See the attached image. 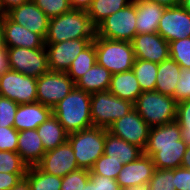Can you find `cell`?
<instances>
[{"label":"cell","instance_id":"obj_1","mask_svg":"<svg viewBox=\"0 0 190 190\" xmlns=\"http://www.w3.org/2000/svg\"><path fill=\"white\" fill-rule=\"evenodd\" d=\"M188 144L182 140L179 124L151 127L144 154L151 157L157 169H175L182 167V160Z\"/></svg>","mask_w":190,"mask_h":190},{"label":"cell","instance_id":"obj_2","mask_svg":"<svg viewBox=\"0 0 190 190\" xmlns=\"http://www.w3.org/2000/svg\"><path fill=\"white\" fill-rule=\"evenodd\" d=\"M64 130L70 134L93 126L91 119V94L75 87L52 108Z\"/></svg>","mask_w":190,"mask_h":190},{"label":"cell","instance_id":"obj_3","mask_svg":"<svg viewBox=\"0 0 190 190\" xmlns=\"http://www.w3.org/2000/svg\"><path fill=\"white\" fill-rule=\"evenodd\" d=\"M96 27L87 11L71 9L49 20L45 44H55L73 39H94Z\"/></svg>","mask_w":190,"mask_h":190},{"label":"cell","instance_id":"obj_4","mask_svg":"<svg viewBox=\"0 0 190 190\" xmlns=\"http://www.w3.org/2000/svg\"><path fill=\"white\" fill-rule=\"evenodd\" d=\"M177 104L172 96L157 91H143L134 108L150 127H156L176 121Z\"/></svg>","mask_w":190,"mask_h":190},{"label":"cell","instance_id":"obj_5","mask_svg":"<svg viewBox=\"0 0 190 190\" xmlns=\"http://www.w3.org/2000/svg\"><path fill=\"white\" fill-rule=\"evenodd\" d=\"M108 130L100 127H90L68 134L70 143L79 168L90 170L95 161L104 154V143Z\"/></svg>","mask_w":190,"mask_h":190},{"label":"cell","instance_id":"obj_6","mask_svg":"<svg viewBox=\"0 0 190 190\" xmlns=\"http://www.w3.org/2000/svg\"><path fill=\"white\" fill-rule=\"evenodd\" d=\"M94 44L97 63L112 74L132 70L135 56L131 42L95 36Z\"/></svg>","mask_w":190,"mask_h":190},{"label":"cell","instance_id":"obj_7","mask_svg":"<svg viewBox=\"0 0 190 190\" xmlns=\"http://www.w3.org/2000/svg\"><path fill=\"white\" fill-rule=\"evenodd\" d=\"M134 108L131 101L121 99L108 90L91 94V119L94 127L108 129L116 120Z\"/></svg>","mask_w":190,"mask_h":190},{"label":"cell","instance_id":"obj_8","mask_svg":"<svg viewBox=\"0 0 190 190\" xmlns=\"http://www.w3.org/2000/svg\"><path fill=\"white\" fill-rule=\"evenodd\" d=\"M136 4L131 2L122 10L105 18L96 26V36L109 40L131 42L137 35Z\"/></svg>","mask_w":190,"mask_h":190},{"label":"cell","instance_id":"obj_9","mask_svg":"<svg viewBox=\"0 0 190 190\" xmlns=\"http://www.w3.org/2000/svg\"><path fill=\"white\" fill-rule=\"evenodd\" d=\"M0 96L18 105L37 102V78L8 69L0 75Z\"/></svg>","mask_w":190,"mask_h":190},{"label":"cell","instance_id":"obj_10","mask_svg":"<svg viewBox=\"0 0 190 190\" xmlns=\"http://www.w3.org/2000/svg\"><path fill=\"white\" fill-rule=\"evenodd\" d=\"M6 51L9 69L35 78L49 71L46 47L41 49L13 47L6 48Z\"/></svg>","mask_w":190,"mask_h":190},{"label":"cell","instance_id":"obj_11","mask_svg":"<svg viewBox=\"0 0 190 190\" xmlns=\"http://www.w3.org/2000/svg\"><path fill=\"white\" fill-rule=\"evenodd\" d=\"M74 88L75 82L66 72L49 70L37 78V102L53 108Z\"/></svg>","mask_w":190,"mask_h":190},{"label":"cell","instance_id":"obj_12","mask_svg":"<svg viewBox=\"0 0 190 190\" xmlns=\"http://www.w3.org/2000/svg\"><path fill=\"white\" fill-rule=\"evenodd\" d=\"M150 126L133 108L124 117L114 121L109 127L108 132L124 139L126 142L139 147L144 151L150 132Z\"/></svg>","mask_w":190,"mask_h":190},{"label":"cell","instance_id":"obj_13","mask_svg":"<svg viewBox=\"0 0 190 190\" xmlns=\"http://www.w3.org/2000/svg\"><path fill=\"white\" fill-rule=\"evenodd\" d=\"M94 39H73L55 44H45L50 71L67 72L72 61Z\"/></svg>","mask_w":190,"mask_h":190},{"label":"cell","instance_id":"obj_14","mask_svg":"<svg viewBox=\"0 0 190 190\" xmlns=\"http://www.w3.org/2000/svg\"><path fill=\"white\" fill-rule=\"evenodd\" d=\"M168 43L190 37V13L181 5L166 7L157 30Z\"/></svg>","mask_w":190,"mask_h":190},{"label":"cell","instance_id":"obj_15","mask_svg":"<svg viewBox=\"0 0 190 190\" xmlns=\"http://www.w3.org/2000/svg\"><path fill=\"white\" fill-rule=\"evenodd\" d=\"M37 166L48 174L60 177L79 169L74 151L68 141L55 149L46 151Z\"/></svg>","mask_w":190,"mask_h":190},{"label":"cell","instance_id":"obj_16","mask_svg":"<svg viewBox=\"0 0 190 190\" xmlns=\"http://www.w3.org/2000/svg\"><path fill=\"white\" fill-rule=\"evenodd\" d=\"M131 43L137 59L161 63L170 57L169 43L159 33L137 34Z\"/></svg>","mask_w":190,"mask_h":190},{"label":"cell","instance_id":"obj_17","mask_svg":"<svg viewBox=\"0 0 190 190\" xmlns=\"http://www.w3.org/2000/svg\"><path fill=\"white\" fill-rule=\"evenodd\" d=\"M154 170L155 165L151 157L143 153L133 162L122 166L117 183L122 189L146 187L153 176Z\"/></svg>","mask_w":190,"mask_h":190},{"label":"cell","instance_id":"obj_18","mask_svg":"<svg viewBox=\"0 0 190 190\" xmlns=\"http://www.w3.org/2000/svg\"><path fill=\"white\" fill-rule=\"evenodd\" d=\"M6 15L45 40L50 18L32 0L12 8Z\"/></svg>","mask_w":190,"mask_h":190},{"label":"cell","instance_id":"obj_19","mask_svg":"<svg viewBox=\"0 0 190 190\" xmlns=\"http://www.w3.org/2000/svg\"><path fill=\"white\" fill-rule=\"evenodd\" d=\"M3 24L6 48L41 49L45 47V40L39 34L15 23L6 14L3 16Z\"/></svg>","mask_w":190,"mask_h":190},{"label":"cell","instance_id":"obj_20","mask_svg":"<svg viewBox=\"0 0 190 190\" xmlns=\"http://www.w3.org/2000/svg\"><path fill=\"white\" fill-rule=\"evenodd\" d=\"M53 114L52 108L39 102L20 104L16 111L13 127L19 132L37 129Z\"/></svg>","mask_w":190,"mask_h":190},{"label":"cell","instance_id":"obj_21","mask_svg":"<svg viewBox=\"0 0 190 190\" xmlns=\"http://www.w3.org/2000/svg\"><path fill=\"white\" fill-rule=\"evenodd\" d=\"M136 4V29L137 34L157 33L159 21L166 6L150 0H137Z\"/></svg>","mask_w":190,"mask_h":190},{"label":"cell","instance_id":"obj_22","mask_svg":"<svg viewBox=\"0 0 190 190\" xmlns=\"http://www.w3.org/2000/svg\"><path fill=\"white\" fill-rule=\"evenodd\" d=\"M17 153L28 167L36 166L46 153L36 129L18 132Z\"/></svg>","mask_w":190,"mask_h":190},{"label":"cell","instance_id":"obj_23","mask_svg":"<svg viewBox=\"0 0 190 190\" xmlns=\"http://www.w3.org/2000/svg\"><path fill=\"white\" fill-rule=\"evenodd\" d=\"M108 91L116 97L136 102L142 93L133 70L112 74Z\"/></svg>","mask_w":190,"mask_h":190},{"label":"cell","instance_id":"obj_24","mask_svg":"<svg viewBox=\"0 0 190 190\" xmlns=\"http://www.w3.org/2000/svg\"><path fill=\"white\" fill-rule=\"evenodd\" d=\"M112 73L96 63L75 82V87L93 94L109 89Z\"/></svg>","mask_w":190,"mask_h":190},{"label":"cell","instance_id":"obj_25","mask_svg":"<svg viewBox=\"0 0 190 190\" xmlns=\"http://www.w3.org/2000/svg\"><path fill=\"white\" fill-rule=\"evenodd\" d=\"M182 68L171 57L158 63L155 91L172 96L179 81Z\"/></svg>","mask_w":190,"mask_h":190},{"label":"cell","instance_id":"obj_26","mask_svg":"<svg viewBox=\"0 0 190 190\" xmlns=\"http://www.w3.org/2000/svg\"><path fill=\"white\" fill-rule=\"evenodd\" d=\"M104 154L115 159L120 158L122 164L125 165L140 157L143 151L139 147L107 131L104 143Z\"/></svg>","mask_w":190,"mask_h":190},{"label":"cell","instance_id":"obj_27","mask_svg":"<svg viewBox=\"0 0 190 190\" xmlns=\"http://www.w3.org/2000/svg\"><path fill=\"white\" fill-rule=\"evenodd\" d=\"M36 130L45 151L55 149L68 139V133L53 114L39 125Z\"/></svg>","mask_w":190,"mask_h":190},{"label":"cell","instance_id":"obj_28","mask_svg":"<svg viewBox=\"0 0 190 190\" xmlns=\"http://www.w3.org/2000/svg\"><path fill=\"white\" fill-rule=\"evenodd\" d=\"M131 0H94L87 10L91 23L96 27L105 18L122 10Z\"/></svg>","mask_w":190,"mask_h":190},{"label":"cell","instance_id":"obj_29","mask_svg":"<svg viewBox=\"0 0 190 190\" xmlns=\"http://www.w3.org/2000/svg\"><path fill=\"white\" fill-rule=\"evenodd\" d=\"M25 178L31 190H60L62 177L48 174L37 165L28 167Z\"/></svg>","mask_w":190,"mask_h":190},{"label":"cell","instance_id":"obj_30","mask_svg":"<svg viewBox=\"0 0 190 190\" xmlns=\"http://www.w3.org/2000/svg\"><path fill=\"white\" fill-rule=\"evenodd\" d=\"M132 70L142 92L155 91L158 63L135 58Z\"/></svg>","mask_w":190,"mask_h":190},{"label":"cell","instance_id":"obj_31","mask_svg":"<svg viewBox=\"0 0 190 190\" xmlns=\"http://www.w3.org/2000/svg\"><path fill=\"white\" fill-rule=\"evenodd\" d=\"M97 63V54L94 41H92L80 54L72 61L66 74L76 82L83 76L93 65Z\"/></svg>","mask_w":190,"mask_h":190},{"label":"cell","instance_id":"obj_32","mask_svg":"<svg viewBox=\"0 0 190 190\" xmlns=\"http://www.w3.org/2000/svg\"><path fill=\"white\" fill-rule=\"evenodd\" d=\"M60 190H91L90 170L79 168L65 175Z\"/></svg>","mask_w":190,"mask_h":190},{"label":"cell","instance_id":"obj_33","mask_svg":"<svg viewBox=\"0 0 190 190\" xmlns=\"http://www.w3.org/2000/svg\"><path fill=\"white\" fill-rule=\"evenodd\" d=\"M122 161L120 158H112L105 154L99 157L90 171L93 174H99L104 177L117 180L120 170L122 169Z\"/></svg>","mask_w":190,"mask_h":190},{"label":"cell","instance_id":"obj_34","mask_svg":"<svg viewBox=\"0 0 190 190\" xmlns=\"http://www.w3.org/2000/svg\"><path fill=\"white\" fill-rule=\"evenodd\" d=\"M169 51L182 69H190V37L169 42Z\"/></svg>","mask_w":190,"mask_h":190},{"label":"cell","instance_id":"obj_35","mask_svg":"<svg viewBox=\"0 0 190 190\" xmlns=\"http://www.w3.org/2000/svg\"><path fill=\"white\" fill-rule=\"evenodd\" d=\"M147 190H177L174 182V169L155 168L152 178L146 185Z\"/></svg>","mask_w":190,"mask_h":190},{"label":"cell","instance_id":"obj_36","mask_svg":"<svg viewBox=\"0 0 190 190\" xmlns=\"http://www.w3.org/2000/svg\"><path fill=\"white\" fill-rule=\"evenodd\" d=\"M28 165L17 152L0 151V172L27 173Z\"/></svg>","mask_w":190,"mask_h":190},{"label":"cell","instance_id":"obj_37","mask_svg":"<svg viewBox=\"0 0 190 190\" xmlns=\"http://www.w3.org/2000/svg\"><path fill=\"white\" fill-rule=\"evenodd\" d=\"M50 19L72 9L68 0H32Z\"/></svg>","mask_w":190,"mask_h":190},{"label":"cell","instance_id":"obj_38","mask_svg":"<svg viewBox=\"0 0 190 190\" xmlns=\"http://www.w3.org/2000/svg\"><path fill=\"white\" fill-rule=\"evenodd\" d=\"M176 122L179 124L182 140L190 144V100H185L177 104Z\"/></svg>","mask_w":190,"mask_h":190},{"label":"cell","instance_id":"obj_39","mask_svg":"<svg viewBox=\"0 0 190 190\" xmlns=\"http://www.w3.org/2000/svg\"><path fill=\"white\" fill-rule=\"evenodd\" d=\"M18 104L0 96V127H13Z\"/></svg>","mask_w":190,"mask_h":190},{"label":"cell","instance_id":"obj_40","mask_svg":"<svg viewBox=\"0 0 190 190\" xmlns=\"http://www.w3.org/2000/svg\"><path fill=\"white\" fill-rule=\"evenodd\" d=\"M174 99L177 103L190 100V69H182L179 81L174 91Z\"/></svg>","mask_w":190,"mask_h":190},{"label":"cell","instance_id":"obj_41","mask_svg":"<svg viewBox=\"0 0 190 190\" xmlns=\"http://www.w3.org/2000/svg\"><path fill=\"white\" fill-rule=\"evenodd\" d=\"M18 131L14 127H0V151L17 152Z\"/></svg>","mask_w":190,"mask_h":190},{"label":"cell","instance_id":"obj_42","mask_svg":"<svg viewBox=\"0 0 190 190\" xmlns=\"http://www.w3.org/2000/svg\"><path fill=\"white\" fill-rule=\"evenodd\" d=\"M91 190H122L117 180L90 171Z\"/></svg>","mask_w":190,"mask_h":190},{"label":"cell","instance_id":"obj_43","mask_svg":"<svg viewBox=\"0 0 190 190\" xmlns=\"http://www.w3.org/2000/svg\"><path fill=\"white\" fill-rule=\"evenodd\" d=\"M174 182L177 190H190V169L175 168Z\"/></svg>","mask_w":190,"mask_h":190},{"label":"cell","instance_id":"obj_44","mask_svg":"<svg viewBox=\"0 0 190 190\" xmlns=\"http://www.w3.org/2000/svg\"><path fill=\"white\" fill-rule=\"evenodd\" d=\"M26 173H6L0 172V190H10Z\"/></svg>","mask_w":190,"mask_h":190},{"label":"cell","instance_id":"obj_45","mask_svg":"<svg viewBox=\"0 0 190 190\" xmlns=\"http://www.w3.org/2000/svg\"><path fill=\"white\" fill-rule=\"evenodd\" d=\"M31 0H0L1 9L6 14L12 8L25 4Z\"/></svg>","mask_w":190,"mask_h":190},{"label":"cell","instance_id":"obj_46","mask_svg":"<svg viewBox=\"0 0 190 190\" xmlns=\"http://www.w3.org/2000/svg\"><path fill=\"white\" fill-rule=\"evenodd\" d=\"M94 0H68L72 9L87 11Z\"/></svg>","mask_w":190,"mask_h":190},{"label":"cell","instance_id":"obj_47","mask_svg":"<svg viewBox=\"0 0 190 190\" xmlns=\"http://www.w3.org/2000/svg\"><path fill=\"white\" fill-rule=\"evenodd\" d=\"M9 69L8 56L6 50H0V75Z\"/></svg>","mask_w":190,"mask_h":190},{"label":"cell","instance_id":"obj_48","mask_svg":"<svg viewBox=\"0 0 190 190\" xmlns=\"http://www.w3.org/2000/svg\"><path fill=\"white\" fill-rule=\"evenodd\" d=\"M10 190H31V189H30V184H29L28 180L25 177H23Z\"/></svg>","mask_w":190,"mask_h":190},{"label":"cell","instance_id":"obj_49","mask_svg":"<svg viewBox=\"0 0 190 190\" xmlns=\"http://www.w3.org/2000/svg\"><path fill=\"white\" fill-rule=\"evenodd\" d=\"M166 7H175L181 4V0H150Z\"/></svg>","mask_w":190,"mask_h":190},{"label":"cell","instance_id":"obj_50","mask_svg":"<svg viewBox=\"0 0 190 190\" xmlns=\"http://www.w3.org/2000/svg\"><path fill=\"white\" fill-rule=\"evenodd\" d=\"M0 50H6L3 17L0 18Z\"/></svg>","mask_w":190,"mask_h":190},{"label":"cell","instance_id":"obj_51","mask_svg":"<svg viewBox=\"0 0 190 190\" xmlns=\"http://www.w3.org/2000/svg\"><path fill=\"white\" fill-rule=\"evenodd\" d=\"M182 167L186 169H190V146L187 147L186 153L184 154L182 160Z\"/></svg>","mask_w":190,"mask_h":190},{"label":"cell","instance_id":"obj_52","mask_svg":"<svg viewBox=\"0 0 190 190\" xmlns=\"http://www.w3.org/2000/svg\"><path fill=\"white\" fill-rule=\"evenodd\" d=\"M188 13H190V0H181L180 4Z\"/></svg>","mask_w":190,"mask_h":190},{"label":"cell","instance_id":"obj_53","mask_svg":"<svg viewBox=\"0 0 190 190\" xmlns=\"http://www.w3.org/2000/svg\"><path fill=\"white\" fill-rule=\"evenodd\" d=\"M122 190H147L146 187H132V188H126V189H122Z\"/></svg>","mask_w":190,"mask_h":190},{"label":"cell","instance_id":"obj_54","mask_svg":"<svg viewBox=\"0 0 190 190\" xmlns=\"http://www.w3.org/2000/svg\"><path fill=\"white\" fill-rule=\"evenodd\" d=\"M4 15H5V14H4V12L2 11L1 5H0V18H2Z\"/></svg>","mask_w":190,"mask_h":190}]
</instances>
